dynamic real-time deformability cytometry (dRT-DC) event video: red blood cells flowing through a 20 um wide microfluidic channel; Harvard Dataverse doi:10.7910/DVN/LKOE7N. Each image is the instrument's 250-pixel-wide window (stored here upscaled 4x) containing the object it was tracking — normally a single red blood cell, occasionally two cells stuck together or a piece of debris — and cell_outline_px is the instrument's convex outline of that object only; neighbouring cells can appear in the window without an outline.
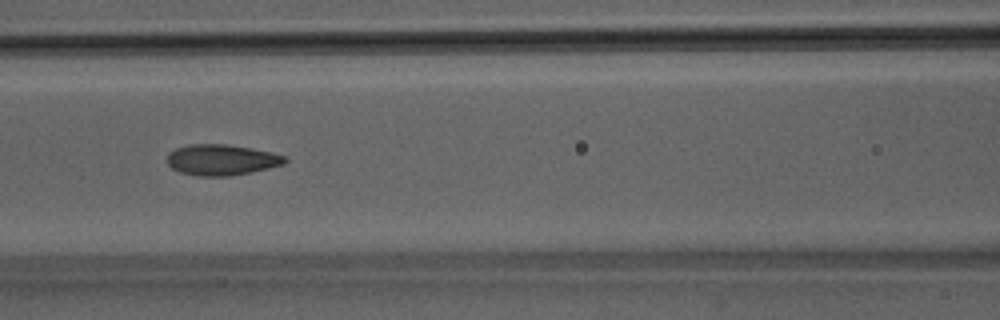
{"species": "Egyptian fruit bat (a non-hibernating species)", "species_latin": "Rousettus aegyptiacus", "temperature_condition": "room temperature", "stored_images_in_passage": 46, "camera_frame_rate_fps": 3000, "um_per_image_px": 0.085, "animal": {"sex": "male"}, "frame": {"image": 1, "passage_image": 18, "time_ms": 5.667, "image_size_px": [1000, 320], "cell_outline_px": [[288, 160], [284, 164], [252, 172], [228, 176], [200, 176], [180, 172], [172, 168], [168, 164], [168, 152], [176, 148], [188, 144], [224, 144], [252, 148], [284, 156]], "centroid_in_image_um": [18.81, 13.58], "position_along_channel_um": 147.8, "area_um2": 21.04}}
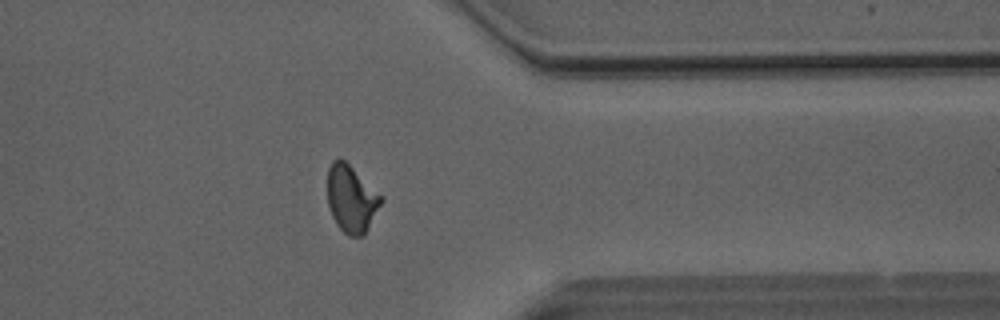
{"frame": {"image": 2, "passage_image": 36, "time_ms": 11.667, "image_size_px": [1000, 320], "cell_outline_px": [[384, 200], [364, 236], [348, 236], [336, 224], [332, 216], [328, 204], [328, 168], [332, 160], [344, 160], [384, 196]], "centroid_in_image_um": [29.9, 16.92], "position_along_channel_um": 381.5, "area_um2": 21.1}}
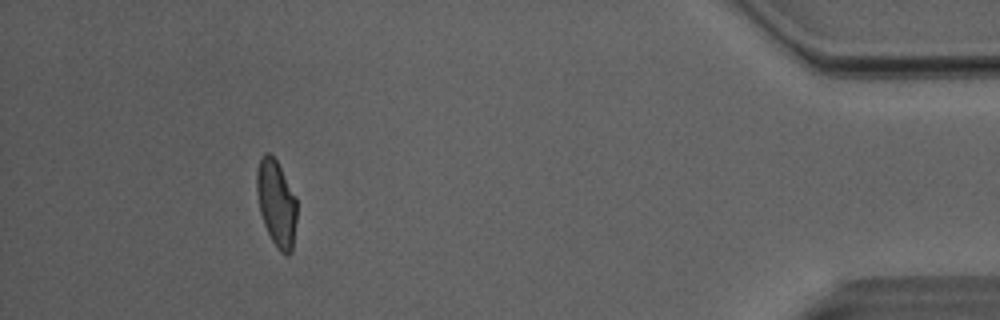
{"frame": {"image": 3, "passage_image": 42, "time_ms": 13.667, "image_size_px": [1000, 320], "cell_outline_px": [[296, 220], [292, 252], [288, 256], [280, 252], [272, 240], [264, 224], [260, 212], [256, 192], [256, 172], [260, 156], [264, 152], [268, 152], [276, 160], [296, 196]], "centroid_in_image_um": [23.48, 17.26], "position_along_channel_um": 411.7, "area_um2": 20.29}, "authors_computed_cell_mechanics": {"area_um2": 20.9814, "velocity_mm_per_s": 4.053, "shape_relaxation_time_tau1_ms": 3.9452, "shape_relaxation_time_tau2_ms": 1.1817, "deformation_change_tau1": 0.1411, "deformation_change_tau2": 0.0781}}